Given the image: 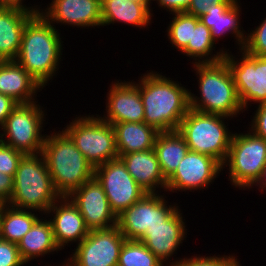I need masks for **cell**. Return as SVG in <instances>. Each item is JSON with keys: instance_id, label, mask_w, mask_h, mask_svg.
Returning <instances> with one entry per match:
<instances>
[{"instance_id": "obj_8", "label": "cell", "mask_w": 266, "mask_h": 266, "mask_svg": "<svg viewBox=\"0 0 266 266\" xmlns=\"http://www.w3.org/2000/svg\"><path fill=\"white\" fill-rule=\"evenodd\" d=\"M265 165L266 140L250 130L247 133H234L222 165V169L229 167L228 181L231 185L243 190L253 188Z\"/></svg>"}, {"instance_id": "obj_11", "label": "cell", "mask_w": 266, "mask_h": 266, "mask_svg": "<svg viewBox=\"0 0 266 266\" xmlns=\"http://www.w3.org/2000/svg\"><path fill=\"white\" fill-rule=\"evenodd\" d=\"M239 52L240 58L227 52L223 60L229 67L240 103L246 111L251 102H266V57L248 54L243 49Z\"/></svg>"}, {"instance_id": "obj_14", "label": "cell", "mask_w": 266, "mask_h": 266, "mask_svg": "<svg viewBox=\"0 0 266 266\" xmlns=\"http://www.w3.org/2000/svg\"><path fill=\"white\" fill-rule=\"evenodd\" d=\"M221 171L222 165L216 159L189 150L174 174L166 181V192H194L208 188Z\"/></svg>"}, {"instance_id": "obj_44", "label": "cell", "mask_w": 266, "mask_h": 266, "mask_svg": "<svg viewBox=\"0 0 266 266\" xmlns=\"http://www.w3.org/2000/svg\"><path fill=\"white\" fill-rule=\"evenodd\" d=\"M47 266V265H46ZM48 266H50V265H48ZM57 266V265H56ZM58 266H67V264H66V260L64 261V263L62 264V265H58Z\"/></svg>"}, {"instance_id": "obj_36", "label": "cell", "mask_w": 266, "mask_h": 266, "mask_svg": "<svg viewBox=\"0 0 266 266\" xmlns=\"http://www.w3.org/2000/svg\"><path fill=\"white\" fill-rule=\"evenodd\" d=\"M249 125L250 131L266 140V102L257 105V110Z\"/></svg>"}, {"instance_id": "obj_33", "label": "cell", "mask_w": 266, "mask_h": 266, "mask_svg": "<svg viewBox=\"0 0 266 266\" xmlns=\"http://www.w3.org/2000/svg\"><path fill=\"white\" fill-rule=\"evenodd\" d=\"M243 50L254 56L266 57V17L254 30H248Z\"/></svg>"}, {"instance_id": "obj_7", "label": "cell", "mask_w": 266, "mask_h": 266, "mask_svg": "<svg viewBox=\"0 0 266 266\" xmlns=\"http://www.w3.org/2000/svg\"><path fill=\"white\" fill-rule=\"evenodd\" d=\"M95 115L75 117L62 129L94 168L119 156L113 125Z\"/></svg>"}, {"instance_id": "obj_15", "label": "cell", "mask_w": 266, "mask_h": 266, "mask_svg": "<svg viewBox=\"0 0 266 266\" xmlns=\"http://www.w3.org/2000/svg\"><path fill=\"white\" fill-rule=\"evenodd\" d=\"M68 198L80 211L89 230L117 226V216L111 210L102 185L95 177L82 184Z\"/></svg>"}, {"instance_id": "obj_17", "label": "cell", "mask_w": 266, "mask_h": 266, "mask_svg": "<svg viewBox=\"0 0 266 266\" xmlns=\"http://www.w3.org/2000/svg\"><path fill=\"white\" fill-rule=\"evenodd\" d=\"M120 81V82H119ZM106 111L103 117L107 123L144 122V106L137 85L130 81L112 82L107 93Z\"/></svg>"}, {"instance_id": "obj_40", "label": "cell", "mask_w": 266, "mask_h": 266, "mask_svg": "<svg viewBox=\"0 0 266 266\" xmlns=\"http://www.w3.org/2000/svg\"><path fill=\"white\" fill-rule=\"evenodd\" d=\"M11 97L0 93V130L3 128L6 118L9 116L11 111L17 106Z\"/></svg>"}, {"instance_id": "obj_3", "label": "cell", "mask_w": 266, "mask_h": 266, "mask_svg": "<svg viewBox=\"0 0 266 266\" xmlns=\"http://www.w3.org/2000/svg\"><path fill=\"white\" fill-rule=\"evenodd\" d=\"M50 132L45 136L41 153L57 194L69 197L94 177V167L63 130Z\"/></svg>"}, {"instance_id": "obj_30", "label": "cell", "mask_w": 266, "mask_h": 266, "mask_svg": "<svg viewBox=\"0 0 266 266\" xmlns=\"http://www.w3.org/2000/svg\"><path fill=\"white\" fill-rule=\"evenodd\" d=\"M173 18L167 27V37L172 47L182 51L188 44H192L193 28L200 21L199 17L186 12L173 13Z\"/></svg>"}, {"instance_id": "obj_13", "label": "cell", "mask_w": 266, "mask_h": 266, "mask_svg": "<svg viewBox=\"0 0 266 266\" xmlns=\"http://www.w3.org/2000/svg\"><path fill=\"white\" fill-rule=\"evenodd\" d=\"M94 177L102 185L116 216L147 193L128 173L119 157L94 168Z\"/></svg>"}, {"instance_id": "obj_2", "label": "cell", "mask_w": 266, "mask_h": 266, "mask_svg": "<svg viewBox=\"0 0 266 266\" xmlns=\"http://www.w3.org/2000/svg\"><path fill=\"white\" fill-rule=\"evenodd\" d=\"M55 26L41 13L35 14L24 27L15 59L43 89L58 73L63 55V41Z\"/></svg>"}, {"instance_id": "obj_21", "label": "cell", "mask_w": 266, "mask_h": 266, "mask_svg": "<svg viewBox=\"0 0 266 266\" xmlns=\"http://www.w3.org/2000/svg\"><path fill=\"white\" fill-rule=\"evenodd\" d=\"M40 84L15 60L0 62V93L11 97L18 104L36 102Z\"/></svg>"}, {"instance_id": "obj_29", "label": "cell", "mask_w": 266, "mask_h": 266, "mask_svg": "<svg viewBox=\"0 0 266 266\" xmlns=\"http://www.w3.org/2000/svg\"><path fill=\"white\" fill-rule=\"evenodd\" d=\"M215 46L216 44L212 39L211 30L199 21L196 27L193 28L192 44H188L181 51V54L193 59L195 61H192L193 64L216 63L224 59L229 49L226 50L222 47L219 52L215 51L216 54H213Z\"/></svg>"}, {"instance_id": "obj_43", "label": "cell", "mask_w": 266, "mask_h": 266, "mask_svg": "<svg viewBox=\"0 0 266 266\" xmlns=\"http://www.w3.org/2000/svg\"><path fill=\"white\" fill-rule=\"evenodd\" d=\"M131 1L143 4V5H147L149 8H151L150 4L152 3L151 1L153 0H131Z\"/></svg>"}, {"instance_id": "obj_6", "label": "cell", "mask_w": 266, "mask_h": 266, "mask_svg": "<svg viewBox=\"0 0 266 266\" xmlns=\"http://www.w3.org/2000/svg\"><path fill=\"white\" fill-rule=\"evenodd\" d=\"M227 119L189 108L177 131L184 137L190 151L211 156L223 165L234 134L225 124Z\"/></svg>"}, {"instance_id": "obj_22", "label": "cell", "mask_w": 266, "mask_h": 266, "mask_svg": "<svg viewBox=\"0 0 266 266\" xmlns=\"http://www.w3.org/2000/svg\"><path fill=\"white\" fill-rule=\"evenodd\" d=\"M16 6H0V60H15L18 56L26 23L35 15Z\"/></svg>"}, {"instance_id": "obj_12", "label": "cell", "mask_w": 266, "mask_h": 266, "mask_svg": "<svg viewBox=\"0 0 266 266\" xmlns=\"http://www.w3.org/2000/svg\"><path fill=\"white\" fill-rule=\"evenodd\" d=\"M126 238L117 226L90 230L67 258V266H117Z\"/></svg>"}, {"instance_id": "obj_27", "label": "cell", "mask_w": 266, "mask_h": 266, "mask_svg": "<svg viewBox=\"0 0 266 266\" xmlns=\"http://www.w3.org/2000/svg\"><path fill=\"white\" fill-rule=\"evenodd\" d=\"M154 150L163 176L167 181L188 153L189 147L184 137L175 130L159 132L154 143Z\"/></svg>"}, {"instance_id": "obj_16", "label": "cell", "mask_w": 266, "mask_h": 266, "mask_svg": "<svg viewBox=\"0 0 266 266\" xmlns=\"http://www.w3.org/2000/svg\"><path fill=\"white\" fill-rule=\"evenodd\" d=\"M182 215L181 210L178 209L163 224L148 227L145 234L138 240L156 255L165 266H173L181 260V258H178L177 260L173 259L175 260L173 261L172 257L177 254L176 251L180 244L182 245V241L186 240L187 237L186 222H184L185 219Z\"/></svg>"}, {"instance_id": "obj_41", "label": "cell", "mask_w": 266, "mask_h": 266, "mask_svg": "<svg viewBox=\"0 0 266 266\" xmlns=\"http://www.w3.org/2000/svg\"><path fill=\"white\" fill-rule=\"evenodd\" d=\"M25 1L24 0H0V6H16V7H21L24 9H27L33 13H40V6L38 7V5L35 6H26L25 4H23Z\"/></svg>"}, {"instance_id": "obj_42", "label": "cell", "mask_w": 266, "mask_h": 266, "mask_svg": "<svg viewBox=\"0 0 266 266\" xmlns=\"http://www.w3.org/2000/svg\"><path fill=\"white\" fill-rule=\"evenodd\" d=\"M253 186H258V190L261 189L263 192L264 189L266 190V165L264 166L260 178L256 181Z\"/></svg>"}, {"instance_id": "obj_4", "label": "cell", "mask_w": 266, "mask_h": 266, "mask_svg": "<svg viewBox=\"0 0 266 266\" xmlns=\"http://www.w3.org/2000/svg\"><path fill=\"white\" fill-rule=\"evenodd\" d=\"M197 73L200 97L189 91V107L193 110L221 115L231 120L243 113L233 77L227 63L193 64ZM231 118V119H230Z\"/></svg>"}, {"instance_id": "obj_5", "label": "cell", "mask_w": 266, "mask_h": 266, "mask_svg": "<svg viewBox=\"0 0 266 266\" xmlns=\"http://www.w3.org/2000/svg\"><path fill=\"white\" fill-rule=\"evenodd\" d=\"M59 198L42 153L23 155L13 178L12 196L7 204L45 215Z\"/></svg>"}, {"instance_id": "obj_28", "label": "cell", "mask_w": 266, "mask_h": 266, "mask_svg": "<svg viewBox=\"0 0 266 266\" xmlns=\"http://www.w3.org/2000/svg\"><path fill=\"white\" fill-rule=\"evenodd\" d=\"M35 210L20 209L9 204H0L1 240L18 244L21 238L40 218Z\"/></svg>"}, {"instance_id": "obj_18", "label": "cell", "mask_w": 266, "mask_h": 266, "mask_svg": "<svg viewBox=\"0 0 266 266\" xmlns=\"http://www.w3.org/2000/svg\"><path fill=\"white\" fill-rule=\"evenodd\" d=\"M40 13L53 25L102 27L101 0H52Z\"/></svg>"}, {"instance_id": "obj_34", "label": "cell", "mask_w": 266, "mask_h": 266, "mask_svg": "<svg viewBox=\"0 0 266 266\" xmlns=\"http://www.w3.org/2000/svg\"><path fill=\"white\" fill-rule=\"evenodd\" d=\"M23 153L0 141V172L14 178Z\"/></svg>"}, {"instance_id": "obj_38", "label": "cell", "mask_w": 266, "mask_h": 266, "mask_svg": "<svg viewBox=\"0 0 266 266\" xmlns=\"http://www.w3.org/2000/svg\"><path fill=\"white\" fill-rule=\"evenodd\" d=\"M153 1H156L157 5H159L158 7L163 8L166 11L170 12L169 14L186 12L191 3V0H153Z\"/></svg>"}, {"instance_id": "obj_37", "label": "cell", "mask_w": 266, "mask_h": 266, "mask_svg": "<svg viewBox=\"0 0 266 266\" xmlns=\"http://www.w3.org/2000/svg\"><path fill=\"white\" fill-rule=\"evenodd\" d=\"M236 0H191L187 14L200 17L212 4H233Z\"/></svg>"}, {"instance_id": "obj_25", "label": "cell", "mask_w": 266, "mask_h": 266, "mask_svg": "<svg viewBox=\"0 0 266 266\" xmlns=\"http://www.w3.org/2000/svg\"><path fill=\"white\" fill-rule=\"evenodd\" d=\"M17 247L20 257L26 265L40 256L42 258V256L60 251L54 240L53 228L49 217L48 220L44 217L39 218L21 238Z\"/></svg>"}, {"instance_id": "obj_23", "label": "cell", "mask_w": 266, "mask_h": 266, "mask_svg": "<svg viewBox=\"0 0 266 266\" xmlns=\"http://www.w3.org/2000/svg\"><path fill=\"white\" fill-rule=\"evenodd\" d=\"M118 157L123 161L132 178L147 193H158L159 191L156 190L158 188L166 191V180L154 149Z\"/></svg>"}, {"instance_id": "obj_19", "label": "cell", "mask_w": 266, "mask_h": 266, "mask_svg": "<svg viewBox=\"0 0 266 266\" xmlns=\"http://www.w3.org/2000/svg\"><path fill=\"white\" fill-rule=\"evenodd\" d=\"M46 215L51 217L49 220L52 224L54 240L60 250L64 249L66 244L68 246L77 242L76 245H78L90 231L80 211L68 197H60L55 201Z\"/></svg>"}, {"instance_id": "obj_35", "label": "cell", "mask_w": 266, "mask_h": 266, "mask_svg": "<svg viewBox=\"0 0 266 266\" xmlns=\"http://www.w3.org/2000/svg\"><path fill=\"white\" fill-rule=\"evenodd\" d=\"M17 244L0 240V266H24Z\"/></svg>"}, {"instance_id": "obj_39", "label": "cell", "mask_w": 266, "mask_h": 266, "mask_svg": "<svg viewBox=\"0 0 266 266\" xmlns=\"http://www.w3.org/2000/svg\"><path fill=\"white\" fill-rule=\"evenodd\" d=\"M13 177L0 172V204H7L12 196Z\"/></svg>"}, {"instance_id": "obj_24", "label": "cell", "mask_w": 266, "mask_h": 266, "mask_svg": "<svg viewBox=\"0 0 266 266\" xmlns=\"http://www.w3.org/2000/svg\"><path fill=\"white\" fill-rule=\"evenodd\" d=\"M152 8L131 0H101L102 26L116 22L140 29L151 23Z\"/></svg>"}, {"instance_id": "obj_10", "label": "cell", "mask_w": 266, "mask_h": 266, "mask_svg": "<svg viewBox=\"0 0 266 266\" xmlns=\"http://www.w3.org/2000/svg\"><path fill=\"white\" fill-rule=\"evenodd\" d=\"M165 194L146 193L140 200L117 216V227L126 240H139L148 227L163 224L180 207L167 205Z\"/></svg>"}, {"instance_id": "obj_26", "label": "cell", "mask_w": 266, "mask_h": 266, "mask_svg": "<svg viewBox=\"0 0 266 266\" xmlns=\"http://www.w3.org/2000/svg\"><path fill=\"white\" fill-rule=\"evenodd\" d=\"M116 148L119 156L132 152L154 149L159 131L145 122H122L113 124Z\"/></svg>"}, {"instance_id": "obj_20", "label": "cell", "mask_w": 266, "mask_h": 266, "mask_svg": "<svg viewBox=\"0 0 266 266\" xmlns=\"http://www.w3.org/2000/svg\"><path fill=\"white\" fill-rule=\"evenodd\" d=\"M239 1L236 0L233 4H212L199 17V20L211 30V36L215 44L216 41H219V37L230 33L235 37V43L237 42L239 46L238 50L243 49L247 33L239 22L242 10Z\"/></svg>"}, {"instance_id": "obj_32", "label": "cell", "mask_w": 266, "mask_h": 266, "mask_svg": "<svg viewBox=\"0 0 266 266\" xmlns=\"http://www.w3.org/2000/svg\"><path fill=\"white\" fill-rule=\"evenodd\" d=\"M238 258L235 255H214V256H191L190 258H181L179 262H177L173 266H241L240 261H237Z\"/></svg>"}, {"instance_id": "obj_9", "label": "cell", "mask_w": 266, "mask_h": 266, "mask_svg": "<svg viewBox=\"0 0 266 266\" xmlns=\"http://www.w3.org/2000/svg\"><path fill=\"white\" fill-rule=\"evenodd\" d=\"M37 103L17 104L0 130V141L24 155L41 153L44 145L45 110Z\"/></svg>"}, {"instance_id": "obj_31", "label": "cell", "mask_w": 266, "mask_h": 266, "mask_svg": "<svg viewBox=\"0 0 266 266\" xmlns=\"http://www.w3.org/2000/svg\"><path fill=\"white\" fill-rule=\"evenodd\" d=\"M117 266H164V263L141 241L125 240Z\"/></svg>"}, {"instance_id": "obj_1", "label": "cell", "mask_w": 266, "mask_h": 266, "mask_svg": "<svg viewBox=\"0 0 266 266\" xmlns=\"http://www.w3.org/2000/svg\"><path fill=\"white\" fill-rule=\"evenodd\" d=\"M142 75L134 83L140 90L144 122L159 132L177 130L190 108L189 89L156 71Z\"/></svg>"}]
</instances>
